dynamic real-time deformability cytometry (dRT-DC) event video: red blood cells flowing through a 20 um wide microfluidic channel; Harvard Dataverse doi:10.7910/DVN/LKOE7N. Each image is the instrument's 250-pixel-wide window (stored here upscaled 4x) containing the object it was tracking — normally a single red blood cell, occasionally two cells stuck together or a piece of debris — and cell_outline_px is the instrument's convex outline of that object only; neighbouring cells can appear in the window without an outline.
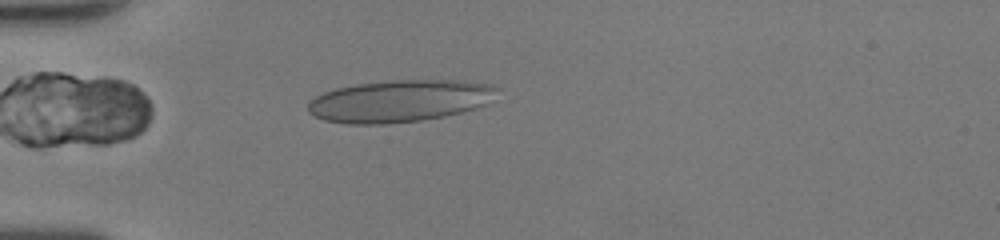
{"species": "human", "species_latin": "Homo sapiens", "temperature_condition": "room temperature", "stored_images_in_passage": 35, "camera_frame_rate_fps": 3000, "um_per_image_px": 0.085, "donor": {"sex": "female"}, "frame": {"image": 1, "passage_image": 3, "time_ms": 0.667, "image_size_px": [1000, 240], "cell_outline_px": [[500, 88], [488, 104], [476, 108], [444, 116], [420, 120], [384, 124], [348, 124], [324, 120], [308, 112], [308, 100], [324, 92], [336, 88], [356, 84], [392, 80], [456, 80], [488, 84]], "centroid_in_image_um": [33.96, 8.58], "position_along_channel_um": 51.0, "area_um2": 46.36}}
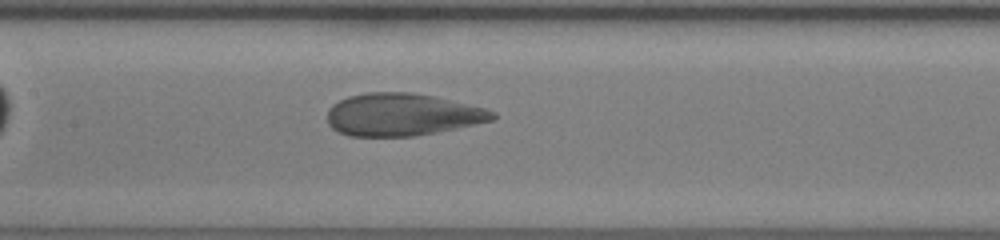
{"frame": {"image": 2, "passage_image": 13, "time_ms": 4.0, "image_size_px": [1000, 240], "cell_outline_px": [[496, 116], [492, 120], [456, 128], [416, 136], [348, 136], [332, 128], [328, 124], [328, 108], [332, 104], [348, 96], [368, 92], [412, 92], [436, 96], [484, 108], [496, 112]], "centroid_in_image_um": [34.16, 9.73], "position_along_channel_um": 173.2, "area_um2": 40.86}}
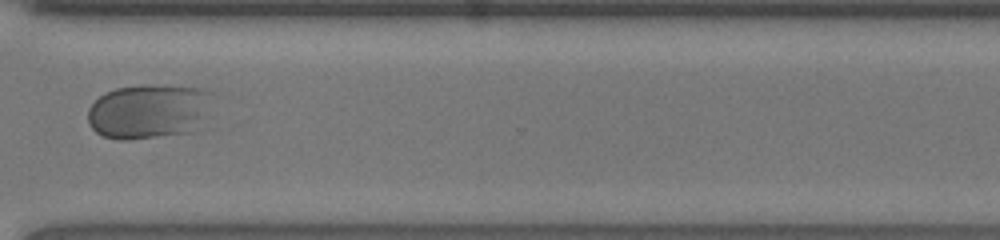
{"frame": {"image": 3, "passage_image": 26, "time_ms": 8.333, "image_size_px": [1000, 240], "cell_outline_px": [[220, 92], [192, 132], [128, 140], [120, 140], [104, 136], [96, 132], [88, 124], [88, 108], [100, 96], [116, 88], [140, 84], [144, 84], [204, 88]], "centroid_in_image_um": [12.69, 9.43], "position_along_channel_um": 357.9, "area_um2": 40.23}}